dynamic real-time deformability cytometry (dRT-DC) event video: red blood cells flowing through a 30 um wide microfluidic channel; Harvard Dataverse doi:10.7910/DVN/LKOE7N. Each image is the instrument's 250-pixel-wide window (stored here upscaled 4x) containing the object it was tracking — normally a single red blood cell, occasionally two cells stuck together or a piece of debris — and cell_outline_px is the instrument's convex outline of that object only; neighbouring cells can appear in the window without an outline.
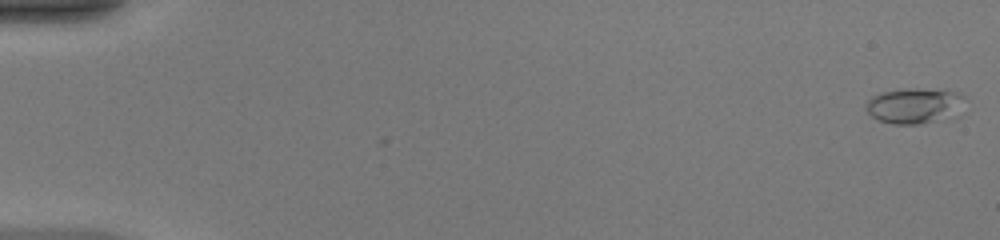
{"species": "common noctule bat (a hibernating species)", "species_latin": "Nyctalus noctula", "temperature_condition": "warm", "stored_images_in_passage": 11, "camera_frame_rate_fps": 3000, "um_per_image_px": 0.085, "animal": {"sex": "female", "body_mass_g": 20.0, "forearm_length_mm": 54.0}, "frame": {"image": 1, "passage_image": 1, "time_ms": 0.0, "image_size_px": [1000, 240], "cell_outline_px": [[964, 96], [960, 116], [956, 120], [920, 124], [892, 124], [880, 120], [872, 116], [864, 108], [864, 104], [872, 96], [884, 92], [904, 88], [948, 88], [960, 92]], "centroid_in_image_um": [77.86, 8.99], "position_along_channel_um": 7.1, "area_um2": 21.73}}